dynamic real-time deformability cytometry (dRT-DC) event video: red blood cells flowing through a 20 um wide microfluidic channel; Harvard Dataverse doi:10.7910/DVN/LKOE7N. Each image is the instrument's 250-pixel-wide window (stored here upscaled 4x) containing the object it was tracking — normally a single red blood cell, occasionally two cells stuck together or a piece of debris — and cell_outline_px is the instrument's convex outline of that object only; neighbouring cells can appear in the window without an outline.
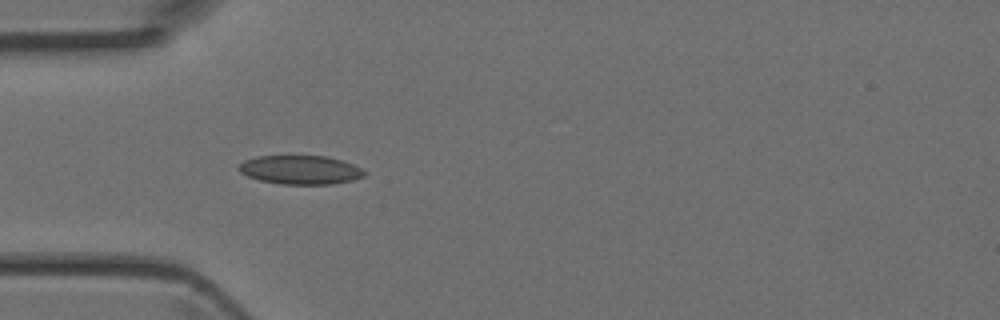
{"species": "Egyptian fruit bat (a non-hibernating species)", "species_latin": "Rousettus aegyptiacus", "temperature_condition": "room temperature", "stored_images_in_passage": 4, "camera_frame_rate_fps": 3000, "um_per_image_px": 0.085, "animal": {"sex": "female"}, "frame": {"image": 1, "passage_image": 4, "time_ms": 1.0, "image_size_px": [1000, 320], "cell_outline_px": [[368, 172], [364, 176], [352, 180], [332, 184], [280, 184], [260, 180], [248, 176], [240, 172], [236, 168], [244, 160], [256, 156], [328, 156], [344, 160]], "centroid_in_image_um": [25.54, 14.43], "position_along_channel_um": 59.5, "area_um2": 21.21}}